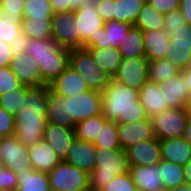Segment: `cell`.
I'll use <instances>...</instances> for the list:
<instances>
[{
    "instance_id": "9f6ffc18",
    "label": "cell",
    "mask_w": 191,
    "mask_h": 191,
    "mask_svg": "<svg viewBox=\"0 0 191 191\" xmlns=\"http://www.w3.org/2000/svg\"><path fill=\"white\" fill-rule=\"evenodd\" d=\"M181 74L185 77V82L188 87V92L191 98V70L190 69H184L181 71Z\"/></svg>"
},
{
    "instance_id": "3957f363",
    "label": "cell",
    "mask_w": 191,
    "mask_h": 191,
    "mask_svg": "<svg viewBox=\"0 0 191 191\" xmlns=\"http://www.w3.org/2000/svg\"><path fill=\"white\" fill-rule=\"evenodd\" d=\"M71 49L59 46L53 39H29L25 52L40 68L42 86L50 85L69 66Z\"/></svg>"
},
{
    "instance_id": "94428289",
    "label": "cell",
    "mask_w": 191,
    "mask_h": 191,
    "mask_svg": "<svg viewBox=\"0 0 191 191\" xmlns=\"http://www.w3.org/2000/svg\"><path fill=\"white\" fill-rule=\"evenodd\" d=\"M2 14V2L0 1V15Z\"/></svg>"
},
{
    "instance_id": "e575fe53",
    "label": "cell",
    "mask_w": 191,
    "mask_h": 191,
    "mask_svg": "<svg viewBox=\"0 0 191 191\" xmlns=\"http://www.w3.org/2000/svg\"><path fill=\"white\" fill-rule=\"evenodd\" d=\"M180 72L181 70L173 65L167 58L148 62V79L157 83L165 82Z\"/></svg>"
},
{
    "instance_id": "44dd1931",
    "label": "cell",
    "mask_w": 191,
    "mask_h": 191,
    "mask_svg": "<svg viewBox=\"0 0 191 191\" xmlns=\"http://www.w3.org/2000/svg\"><path fill=\"white\" fill-rule=\"evenodd\" d=\"M28 153L32 169L35 171L48 173L62 161L50 144L43 139L28 147Z\"/></svg>"
},
{
    "instance_id": "ac0fdd59",
    "label": "cell",
    "mask_w": 191,
    "mask_h": 191,
    "mask_svg": "<svg viewBox=\"0 0 191 191\" xmlns=\"http://www.w3.org/2000/svg\"><path fill=\"white\" fill-rule=\"evenodd\" d=\"M74 128H67L51 123H47L43 132L42 139L47 141L59 158L63 161L75 140Z\"/></svg>"
},
{
    "instance_id": "52a82bcc",
    "label": "cell",
    "mask_w": 191,
    "mask_h": 191,
    "mask_svg": "<svg viewBox=\"0 0 191 191\" xmlns=\"http://www.w3.org/2000/svg\"><path fill=\"white\" fill-rule=\"evenodd\" d=\"M155 137L164 140L183 137L188 116L185 108H170L150 118Z\"/></svg>"
},
{
    "instance_id": "f6af8a7d",
    "label": "cell",
    "mask_w": 191,
    "mask_h": 191,
    "mask_svg": "<svg viewBox=\"0 0 191 191\" xmlns=\"http://www.w3.org/2000/svg\"><path fill=\"white\" fill-rule=\"evenodd\" d=\"M186 20L179 9L164 14L163 30L170 36L174 33V29L181 27Z\"/></svg>"
},
{
    "instance_id": "7a4b0ae2",
    "label": "cell",
    "mask_w": 191,
    "mask_h": 191,
    "mask_svg": "<svg viewBox=\"0 0 191 191\" xmlns=\"http://www.w3.org/2000/svg\"><path fill=\"white\" fill-rule=\"evenodd\" d=\"M102 114L108 121L133 123L148 117L139 100V90L127 87L110 78L102 92Z\"/></svg>"
},
{
    "instance_id": "d6a6232c",
    "label": "cell",
    "mask_w": 191,
    "mask_h": 191,
    "mask_svg": "<svg viewBox=\"0 0 191 191\" xmlns=\"http://www.w3.org/2000/svg\"><path fill=\"white\" fill-rule=\"evenodd\" d=\"M54 11L49 0H25L24 20H52Z\"/></svg>"
},
{
    "instance_id": "6125c7cd",
    "label": "cell",
    "mask_w": 191,
    "mask_h": 191,
    "mask_svg": "<svg viewBox=\"0 0 191 191\" xmlns=\"http://www.w3.org/2000/svg\"><path fill=\"white\" fill-rule=\"evenodd\" d=\"M186 69H190L191 70V61L189 62V65Z\"/></svg>"
},
{
    "instance_id": "2e32d148",
    "label": "cell",
    "mask_w": 191,
    "mask_h": 191,
    "mask_svg": "<svg viewBox=\"0 0 191 191\" xmlns=\"http://www.w3.org/2000/svg\"><path fill=\"white\" fill-rule=\"evenodd\" d=\"M10 68L23 86H42V75L36 61L26 52L13 57Z\"/></svg>"
},
{
    "instance_id": "8d00e7d4",
    "label": "cell",
    "mask_w": 191,
    "mask_h": 191,
    "mask_svg": "<svg viewBox=\"0 0 191 191\" xmlns=\"http://www.w3.org/2000/svg\"><path fill=\"white\" fill-rule=\"evenodd\" d=\"M133 25L127 22H118L114 19L105 21L104 27L108 38V48H118Z\"/></svg>"
},
{
    "instance_id": "277c9868",
    "label": "cell",
    "mask_w": 191,
    "mask_h": 191,
    "mask_svg": "<svg viewBox=\"0 0 191 191\" xmlns=\"http://www.w3.org/2000/svg\"><path fill=\"white\" fill-rule=\"evenodd\" d=\"M129 160L124 150L97 148L95 169L89 174L90 191H102L117 175L129 172Z\"/></svg>"
},
{
    "instance_id": "f546056e",
    "label": "cell",
    "mask_w": 191,
    "mask_h": 191,
    "mask_svg": "<svg viewBox=\"0 0 191 191\" xmlns=\"http://www.w3.org/2000/svg\"><path fill=\"white\" fill-rule=\"evenodd\" d=\"M123 59L127 58H145L144 41L142 31L132 26L123 44L118 47Z\"/></svg>"
},
{
    "instance_id": "8992f818",
    "label": "cell",
    "mask_w": 191,
    "mask_h": 191,
    "mask_svg": "<svg viewBox=\"0 0 191 191\" xmlns=\"http://www.w3.org/2000/svg\"><path fill=\"white\" fill-rule=\"evenodd\" d=\"M47 174L51 191L90 190L89 174L64 160Z\"/></svg>"
},
{
    "instance_id": "e0dca14e",
    "label": "cell",
    "mask_w": 191,
    "mask_h": 191,
    "mask_svg": "<svg viewBox=\"0 0 191 191\" xmlns=\"http://www.w3.org/2000/svg\"><path fill=\"white\" fill-rule=\"evenodd\" d=\"M96 153L94 143L75 138L64 161L90 174L95 169Z\"/></svg>"
},
{
    "instance_id": "d590c367",
    "label": "cell",
    "mask_w": 191,
    "mask_h": 191,
    "mask_svg": "<svg viewBox=\"0 0 191 191\" xmlns=\"http://www.w3.org/2000/svg\"><path fill=\"white\" fill-rule=\"evenodd\" d=\"M22 32L29 39H52V20H22Z\"/></svg>"
},
{
    "instance_id": "f35d334b",
    "label": "cell",
    "mask_w": 191,
    "mask_h": 191,
    "mask_svg": "<svg viewBox=\"0 0 191 191\" xmlns=\"http://www.w3.org/2000/svg\"><path fill=\"white\" fill-rule=\"evenodd\" d=\"M96 148H107V149H120V143L118 140L117 122L107 121L97 140L94 142Z\"/></svg>"
},
{
    "instance_id": "5b68a950",
    "label": "cell",
    "mask_w": 191,
    "mask_h": 191,
    "mask_svg": "<svg viewBox=\"0 0 191 191\" xmlns=\"http://www.w3.org/2000/svg\"><path fill=\"white\" fill-rule=\"evenodd\" d=\"M69 66L85 79L90 90L103 92L108 85L110 77L93 61L86 49H71Z\"/></svg>"
},
{
    "instance_id": "4fadbf2b",
    "label": "cell",
    "mask_w": 191,
    "mask_h": 191,
    "mask_svg": "<svg viewBox=\"0 0 191 191\" xmlns=\"http://www.w3.org/2000/svg\"><path fill=\"white\" fill-rule=\"evenodd\" d=\"M148 62L146 58L123 59L113 79L127 87L140 90L148 80Z\"/></svg>"
},
{
    "instance_id": "30bf717a",
    "label": "cell",
    "mask_w": 191,
    "mask_h": 191,
    "mask_svg": "<svg viewBox=\"0 0 191 191\" xmlns=\"http://www.w3.org/2000/svg\"><path fill=\"white\" fill-rule=\"evenodd\" d=\"M166 58L181 71L188 67L191 61V25L185 23L174 29Z\"/></svg>"
},
{
    "instance_id": "f907efd6",
    "label": "cell",
    "mask_w": 191,
    "mask_h": 191,
    "mask_svg": "<svg viewBox=\"0 0 191 191\" xmlns=\"http://www.w3.org/2000/svg\"><path fill=\"white\" fill-rule=\"evenodd\" d=\"M114 4L115 0H101L97 3L96 11L103 22L114 19Z\"/></svg>"
},
{
    "instance_id": "816d5d0a",
    "label": "cell",
    "mask_w": 191,
    "mask_h": 191,
    "mask_svg": "<svg viewBox=\"0 0 191 191\" xmlns=\"http://www.w3.org/2000/svg\"><path fill=\"white\" fill-rule=\"evenodd\" d=\"M29 43V37L25 33H21L14 41L10 43L11 53L13 57L25 52Z\"/></svg>"
},
{
    "instance_id": "d6986e66",
    "label": "cell",
    "mask_w": 191,
    "mask_h": 191,
    "mask_svg": "<svg viewBox=\"0 0 191 191\" xmlns=\"http://www.w3.org/2000/svg\"><path fill=\"white\" fill-rule=\"evenodd\" d=\"M139 100L149 118L170 109L165 103L164 90L159 83L148 79L139 90Z\"/></svg>"
},
{
    "instance_id": "74e56055",
    "label": "cell",
    "mask_w": 191,
    "mask_h": 191,
    "mask_svg": "<svg viewBox=\"0 0 191 191\" xmlns=\"http://www.w3.org/2000/svg\"><path fill=\"white\" fill-rule=\"evenodd\" d=\"M30 87L20 85L18 88L12 89L0 95V107L15 115L21 108L23 96Z\"/></svg>"
},
{
    "instance_id": "ab89813d",
    "label": "cell",
    "mask_w": 191,
    "mask_h": 191,
    "mask_svg": "<svg viewBox=\"0 0 191 191\" xmlns=\"http://www.w3.org/2000/svg\"><path fill=\"white\" fill-rule=\"evenodd\" d=\"M22 20L4 18L0 15V40L10 44L22 33Z\"/></svg>"
},
{
    "instance_id": "d4e9b609",
    "label": "cell",
    "mask_w": 191,
    "mask_h": 191,
    "mask_svg": "<svg viewBox=\"0 0 191 191\" xmlns=\"http://www.w3.org/2000/svg\"><path fill=\"white\" fill-rule=\"evenodd\" d=\"M162 160L185 165L191 160V145L183 137L160 140Z\"/></svg>"
},
{
    "instance_id": "7402d4cb",
    "label": "cell",
    "mask_w": 191,
    "mask_h": 191,
    "mask_svg": "<svg viewBox=\"0 0 191 191\" xmlns=\"http://www.w3.org/2000/svg\"><path fill=\"white\" fill-rule=\"evenodd\" d=\"M48 86L55 93L63 95L64 97L73 96L90 90L85 79L70 66Z\"/></svg>"
},
{
    "instance_id": "7dc6e473",
    "label": "cell",
    "mask_w": 191,
    "mask_h": 191,
    "mask_svg": "<svg viewBox=\"0 0 191 191\" xmlns=\"http://www.w3.org/2000/svg\"><path fill=\"white\" fill-rule=\"evenodd\" d=\"M15 115L0 107V137L14 135Z\"/></svg>"
},
{
    "instance_id": "680465c9",
    "label": "cell",
    "mask_w": 191,
    "mask_h": 191,
    "mask_svg": "<svg viewBox=\"0 0 191 191\" xmlns=\"http://www.w3.org/2000/svg\"><path fill=\"white\" fill-rule=\"evenodd\" d=\"M167 191H191V185L184 183L177 188H172Z\"/></svg>"
},
{
    "instance_id": "4dcf8cb0",
    "label": "cell",
    "mask_w": 191,
    "mask_h": 191,
    "mask_svg": "<svg viewBox=\"0 0 191 191\" xmlns=\"http://www.w3.org/2000/svg\"><path fill=\"white\" fill-rule=\"evenodd\" d=\"M145 0H115L114 20L127 22L134 26Z\"/></svg>"
},
{
    "instance_id": "f5cc1de1",
    "label": "cell",
    "mask_w": 191,
    "mask_h": 191,
    "mask_svg": "<svg viewBox=\"0 0 191 191\" xmlns=\"http://www.w3.org/2000/svg\"><path fill=\"white\" fill-rule=\"evenodd\" d=\"M12 58L10 44L0 40V67L10 66Z\"/></svg>"
},
{
    "instance_id": "11a10c76",
    "label": "cell",
    "mask_w": 191,
    "mask_h": 191,
    "mask_svg": "<svg viewBox=\"0 0 191 191\" xmlns=\"http://www.w3.org/2000/svg\"><path fill=\"white\" fill-rule=\"evenodd\" d=\"M184 173V180L186 184L191 185V160L182 166Z\"/></svg>"
},
{
    "instance_id": "8fae6325",
    "label": "cell",
    "mask_w": 191,
    "mask_h": 191,
    "mask_svg": "<svg viewBox=\"0 0 191 191\" xmlns=\"http://www.w3.org/2000/svg\"><path fill=\"white\" fill-rule=\"evenodd\" d=\"M75 11L53 14L52 39L61 47L77 49V22Z\"/></svg>"
},
{
    "instance_id": "6da1fadb",
    "label": "cell",
    "mask_w": 191,
    "mask_h": 191,
    "mask_svg": "<svg viewBox=\"0 0 191 191\" xmlns=\"http://www.w3.org/2000/svg\"><path fill=\"white\" fill-rule=\"evenodd\" d=\"M47 124V86L30 87L15 114L14 136L30 147L42 140Z\"/></svg>"
},
{
    "instance_id": "836d02e7",
    "label": "cell",
    "mask_w": 191,
    "mask_h": 191,
    "mask_svg": "<svg viewBox=\"0 0 191 191\" xmlns=\"http://www.w3.org/2000/svg\"><path fill=\"white\" fill-rule=\"evenodd\" d=\"M158 166L161 170L159 176L162 178L164 189L177 188L185 183L182 165L161 160Z\"/></svg>"
},
{
    "instance_id": "e7e4bbea",
    "label": "cell",
    "mask_w": 191,
    "mask_h": 191,
    "mask_svg": "<svg viewBox=\"0 0 191 191\" xmlns=\"http://www.w3.org/2000/svg\"><path fill=\"white\" fill-rule=\"evenodd\" d=\"M74 191H90V190H74Z\"/></svg>"
},
{
    "instance_id": "c3c4849f",
    "label": "cell",
    "mask_w": 191,
    "mask_h": 191,
    "mask_svg": "<svg viewBox=\"0 0 191 191\" xmlns=\"http://www.w3.org/2000/svg\"><path fill=\"white\" fill-rule=\"evenodd\" d=\"M83 48L108 49V38L105 27L103 26L98 29V32L84 43Z\"/></svg>"
},
{
    "instance_id": "91938a15",
    "label": "cell",
    "mask_w": 191,
    "mask_h": 191,
    "mask_svg": "<svg viewBox=\"0 0 191 191\" xmlns=\"http://www.w3.org/2000/svg\"><path fill=\"white\" fill-rule=\"evenodd\" d=\"M185 110H186L188 118H191V98L186 103Z\"/></svg>"
},
{
    "instance_id": "ba28073f",
    "label": "cell",
    "mask_w": 191,
    "mask_h": 191,
    "mask_svg": "<svg viewBox=\"0 0 191 191\" xmlns=\"http://www.w3.org/2000/svg\"><path fill=\"white\" fill-rule=\"evenodd\" d=\"M64 99L67 115L76 123L102 113V92L88 90Z\"/></svg>"
},
{
    "instance_id": "60d3db41",
    "label": "cell",
    "mask_w": 191,
    "mask_h": 191,
    "mask_svg": "<svg viewBox=\"0 0 191 191\" xmlns=\"http://www.w3.org/2000/svg\"><path fill=\"white\" fill-rule=\"evenodd\" d=\"M102 191H138L130 173L117 175Z\"/></svg>"
},
{
    "instance_id": "6f0895ef",
    "label": "cell",
    "mask_w": 191,
    "mask_h": 191,
    "mask_svg": "<svg viewBox=\"0 0 191 191\" xmlns=\"http://www.w3.org/2000/svg\"><path fill=\"white\" fill-rule=\"evenodd\" d=\"M183 138L191 145V118H188Z\"/></svg>"
},
{
    "instance_id": "ee69618b",
    "label": "cell",
    "mask_w": 191,
    "mask_h": 191,
    "mask_svg": "<svg viewBox=\"0 0 191 191\" xmlns=\"http://www.w3.org/2000/svg\"><path fill=\"white\" fill-rule=\"evenodd\" d=\"M52 5L54 13L63 11H75L78 10L80 5L84 3H94L97 5L101 0H49Z\"/></svg>"
},
{
    "instance_id": "9c48e42d",
    "label": "cell",
    "mask_w": 191,
    "mask_h": 191,
    "mask_svg": "<svg viewBox=\"0 0 191 191\" xmlns=\"http://www.w3.org/2000/svg\"><path fill=\"white\" fill-rule=\"evenodd\" d=\"M0 162L16 174L32 168L28 147L20 143L14 135L0 137Z\"/></svg>"
},
{
    "instance_id": "83f0119b",
    "label": "cell",
    "mask_w": 191,
    "mask_h": 191,
    "mask_svg": "<svg viewBox=\"0 0 191 191\" xmlns=\"http://www.w3.org/2000/svg\"><path fill=\"white\" fill-rule=\"evenodd\" d=\"M17 179L16 191H51L46 172L35 171L31 168L17 173Z\"/></svg>"
},
{
    "instance_id": "484cf974",
    "label": "cell",
    "mask_w": 191,
    "mask_h": 191,
    "mask_svg": "<svg viewBox=\"0 0 191 191\" xmlns=\"http://www.w3.org/2000/svg\"><path fill=\"white\" fill-rule=\"evenodd\" d=\"M144 54L148 61L166 58L170 36L163 30L142 31Z\"/></svg>"
},
{
    "instance_id": "bcb514c9",
    "label": "cell",
    "mask_w": 191,
    "mask_h": 191,
    "mask_svg": "<svg viewBox=\"0 0 191 191\" xmlns=\"http://www.w3.org/2000/svg\"><path fill=\"white\" fill-rule=\"evenodd\" d=\"M17 186V174L2 165L0 168V191H16Z\"/></svg>"
},
{
    "instance_id": "be15d7a7",
    "label": "cell",
    "mask_w": 191,
    "mask_h": 191,
    "mask_svg": "<svg viewBox=\"0 0 191 191\" xmlns=\"http://www.w3.org/2000/svg\"><path fill=\"white\" fill-rule=\"evenodd\" d=\"M155 191H167L166 189H158V190H155Z\"/></svg>"
},
{
    "instance_id": "9a60e30c",
    "label": "cell",
    "mask_w": 191,
    "mask_h": 191,
    "mask_svg": "<svg viewBox=\"0 0 191 191\" xmlns=\"http://www.w3.org/2000/svg\"><path fill=\"white\" fill-rule=\"evenodd\" d=\"M130 166H151L162 160L160 140L156 137L151 140L140 141L125 150Z\"/></svg>"
},
{
    "instance_id": "603a6c76",
    "label": "cell",
    "mask_w": 191,
    "mask_h": 191,
    "mask_svg": "<svg viewBox=\"0 0 191 191\" xmlns=\"http://www.w3.org/2000/svg\"><path fill=\"white\" fill-rule=\"evenodd\" d=\"M47 123L75 128L76 122L67 115L66 100L47 86Z\"/></svg>"
},
{
    "instance_id": "7c38bea8",
    "label": "cell",
    "mask_w": 191,
    "mask_h": 191,
    "mask_svg": "<svg viewBox=\"0 0 191 191\" xmlns=\"http://www.w3.org/2000/svg\"><path fill=\"white\" fill-rule=\"evenodd\" d=\"M77 22V49L83 48L84 43L94 36L98 29L104 26V22L96 11L94 3H84L75 10Z\"/></svg>"
},
{
    "instance_id": "5bb4252c",
    "label": "cell",
    "mask_w": 191,
    "mask_h": 191,
    "mask_svg": "<svg viewBox=\"0 0 191 191\" xmlns=\"http://www.w3.org/2000/svg\"><path fill=\"white\" fill-rule=\"evenodd\" d=\"M118 140L122 150H127L140 141L155 138L152 121L150 118L130 124L117 123Z\"/></svg>"
},
{
    "instance_id": "4316f807",
    "label": "cell",
    "mask_w": 191,
    "mask_h": 191,
    "mask_svg": "<svg viewBox=\"0 0 191 191\" xmlns=\"http://www.w3.org/2000/svg\"><path fill=\"white\" fill-rule=\"evenodd\" d=\"M86 49L93 61L110 77L114 78L119 71L123 57L118 48H83Z\"/></svg>"
},
{
    "instance_id": "cb8c5ba5",
    "label": "cell",
    "mask_w": 191,
    "mask_h": 191,
    "mask_svg": "<svg viewBox=\"0 0 191 191\" xmlns=\"http://www.w3.org/2000/svg\"><path fill=\"white\" fill-rule=\"evenodd\" d=\"M158 164L151 166H130L129 173L138 191H155L164 189L162 178L159 176Z\"/></svg>"
},
{
    "instance_id": "1f68e13d",
    "label": "cell",
    "mask_w": 191,
    "mask_h": 191,
    "mask_svg": "<svg viewBox=\"0 0 191 191\" xmlns=\"http://www.w3.org/2000/svg\"><path fill=\"white\" fill-rule=\"evenodd\" d=\"M134 26L141 31L161 30L164 27V14L158 12L153 6L146 2L140 11Z\"/></svg>"
},
{
    "instance_id": "b9f144b4",
    "label": "cell",
    "mask_w": 191,
    "mask_h": 191,
    "mask_svg": "<svg viewBox=\"0 0 191 191\" xmlns=\"http://www.w3.org/2000/svg\"><path fill=\"white\" fill-rule=\"evenodd\" d=\"M2 2V16L15 20H23L22 13L25 0H0Z\"/></svg>"
},
{
    "instance_id": "7bdbcfd3",
    "label": "cell",
    "mask_w": 191,
    "mask_h": 191,
    "mask_svg": "<svg viewBox=\"0 0 191 191\" xmlns=\"http://www.w3.org/2000/svg\"><path fill=\"white\" fill-rule=\"evenodd\" d=\"M21 85L10 66L0 67V95L18 88Z\"/></svg>"
},
{
    "instance_id": "ffe728a7",
    "label": "cell",
    "mask_w": 191,
    "mask_h": 191,
    "mask_svg": "<svg viewBox=\"0 0 191 191\" xmlns=\"http://www.w3.org/2000/svg\"><path fill=\"white\" fill-rule=\"evenodd\" d=\"M160 88L164 90L165 103L169 108H185L190 99L185 77L181 72L170 77L165 82L159 83Z\"/></svg>"
},
{
    "instance_id": "db71d44e",
    "label": "cell",
    "mask_w": 191,
    "mask_h": 191,
    "mask_svg": "<svg viewBox=\"0 0 191 191\" xmlns=\"http://www.w3.org/2000/svg\"><path fill=\"white\" fill-rule=\"evenodd\" d=\"M179 10L184 16L186 23L191 25V0H180Z\"/></svg>"
},
{
    "instance_id": "f1b7e54d",
    "label": "cell",
    "mask_w": 191,
    "mask_h": 191,
    "mask_svg": "<svg viewBox=\"0 0 191 191\" xmlns=\"http://www.w3.org/2000/svg\"><path fill=\"white\" fill-rule=\"evenodd\" d=\"M107 121L108 119L101 113L76 123L74 128L76 138L85 142L94 143Z\"/></svg>"
},
{
    "instance_id": "681fc988",
    "label": "cell",
    "mask_w": 191,
    "mask_h": 191,
    "mask_svg": "<svg viewBox=\"0 0 191 191\" xmlns=\"http://www.w3.org/2000/svg\"><path fill=\"white\" fill-rule=\"evenodd\" d=\"M147 3L160 13H169L179 9L180 0H147Z\"/></svg>"
}]
</instances>
